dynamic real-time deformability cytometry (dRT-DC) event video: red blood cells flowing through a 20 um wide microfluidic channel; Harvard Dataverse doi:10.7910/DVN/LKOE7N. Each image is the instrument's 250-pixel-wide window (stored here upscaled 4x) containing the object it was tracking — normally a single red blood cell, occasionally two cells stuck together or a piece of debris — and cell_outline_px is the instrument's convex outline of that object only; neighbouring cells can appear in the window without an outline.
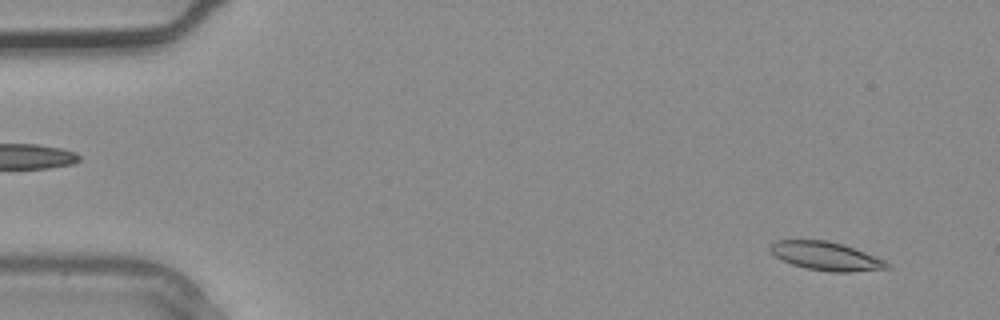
{"species": "common noctule bat (a hibernating species)", "species_latin": "Nyctalus noctula", "temperature_condition": "warm", "stored_images_in_passage": 3, "camera_frame_rate_fps": 3000, "um_per_image_px": 0.085, "animal": {"sex": "male", "body_mass_g": 20.4}, "frame": {"image": 1, "passage_image": 3, "time_ms": 0.667, "image_size_px": [1000, 320], "cell_outline_px": [[892, 268], [852, 272], [832, 272], [808, 268], [792, 264], [776, 256], [768, 248], [776, 240], [828, 240], [844, 244], [884, 260]], "centroid_in_image_um": [70.23, 21.76], "position_along_channel_um": 14.8, "area_um2": 19.19}}